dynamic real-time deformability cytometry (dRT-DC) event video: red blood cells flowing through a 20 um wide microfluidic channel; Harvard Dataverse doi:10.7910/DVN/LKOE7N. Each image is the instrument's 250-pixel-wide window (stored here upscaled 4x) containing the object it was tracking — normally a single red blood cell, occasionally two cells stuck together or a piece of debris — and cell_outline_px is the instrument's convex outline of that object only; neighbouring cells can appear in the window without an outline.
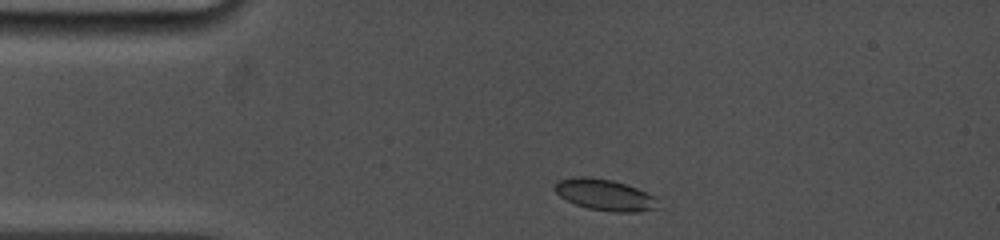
{"species": "common noctule bat (a hibernating species)", "species_latin": "Nyctalus noctula", "temperature_condition": "cold", "stored_images_in_passage": 16, "camera_frame_rate_fps": 5000, "um_per_image_px": 0.085, "animal": {"sex": "female", "body_mass_g": 19.0, "forearm_length_mm": 53.3}, "frame": {"image": 1, "passage_image": 1, "time_ms": 0.0, "image_size_px": [1000, 240], "cell_outline_px": [[656, 208], [636, 212], [612, 212], [588, 208], [576, 204], [560, 196], [552, 188], [556, 180], [572, 176], [588, 176], [612, 180], [636, 188], [652, 196]], "centroid_in_image_um": [51.28, 16.53], "position_along_channel_um": 33.7, "area_um2": 18.55}}
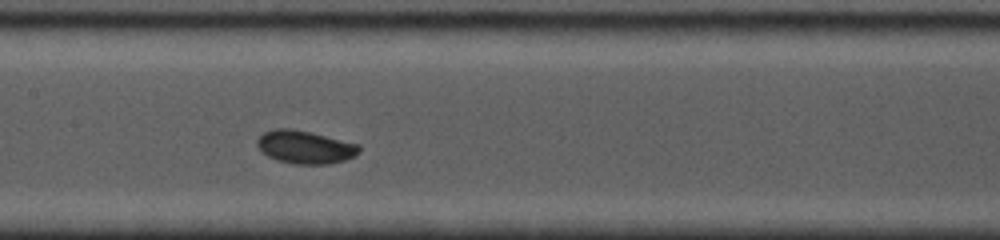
{"frame": {"image": 2, "passage_image": 10, "time_ms": 4.8, "image_size_px": [1000, 240], "cell_outline_px": [[360, 152], [356, 156], [344, 160], [328, 164], [296, 164], [276, 160], [260, 152], [256, 144], [256, 140], [264, 132], [276, 128], [292, 128], [312, 132], [360, 144]], "centroid_in_image_um": [25.93, 12.49], "position_along_channel_um": 181.5, "area_um2": 19.94}}
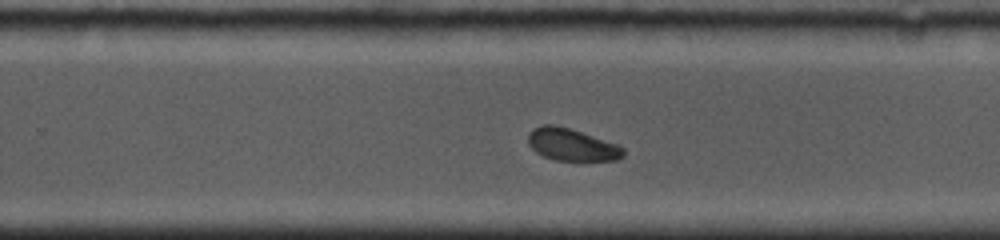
{"frame": {"image": 3, "passage_image": 16, "time_ms": 7.4, "image_size_px": [1000, 240], "cell_outline_px": [[624, 156], [616, 160], [556, 160], [544, 156], [536, 152], [528, 144], [528, 132], [532, 128], [544, 124], [556, 124], [616, 144], [624, 148]], "centroid_in_image_um": [48.55, 12.29], "position_along_channel_um": 281.2, "area_um2": 17.69}}